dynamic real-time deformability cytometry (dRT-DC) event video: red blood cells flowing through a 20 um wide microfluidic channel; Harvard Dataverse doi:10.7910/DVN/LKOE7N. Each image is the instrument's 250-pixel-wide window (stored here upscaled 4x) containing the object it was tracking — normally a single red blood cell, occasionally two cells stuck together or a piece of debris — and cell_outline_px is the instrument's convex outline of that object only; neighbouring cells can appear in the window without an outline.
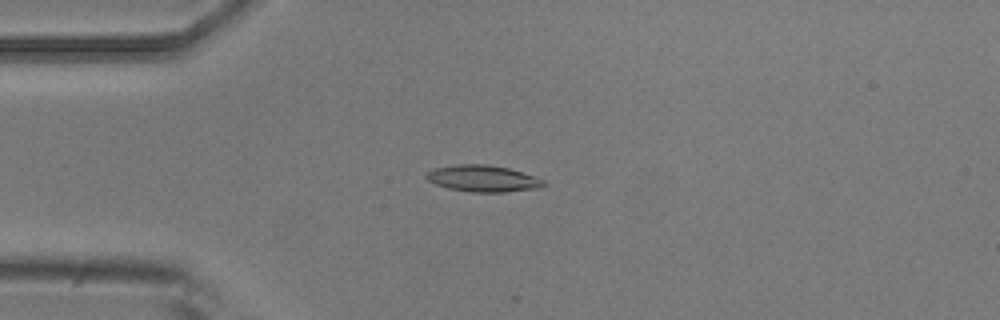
{"species": "common noctule bat (a hibernating species)", "species_latin": "Nyctalus noctula", "temperature_condition": "room temperature", "stored_images_in_passage": 21, "camera_frame_rate_fps": 3000, "um_per_image_px": 0.085, "animal": {"sex": "male", "body_mass_g": 20.5, "forearm_length_mm": 52.5}, "frame": {"image": 1, "passage_image": 11, "time_ms": 3.333, "image_size_px": [1000, 320], "cell_outline_px": [[548, 184], [540, 188], [504, 192], [472, 192], [448, 188], [436, 184], [428, 180], [424, 176], [428, 172], [436, 168], [456, 164], [484, 164], [508, 168], [544, 180]], "centroid_in_image_um": [41.06, 15.18], "position_along_channel_um": 43.9, "area_um2": 17.98}}
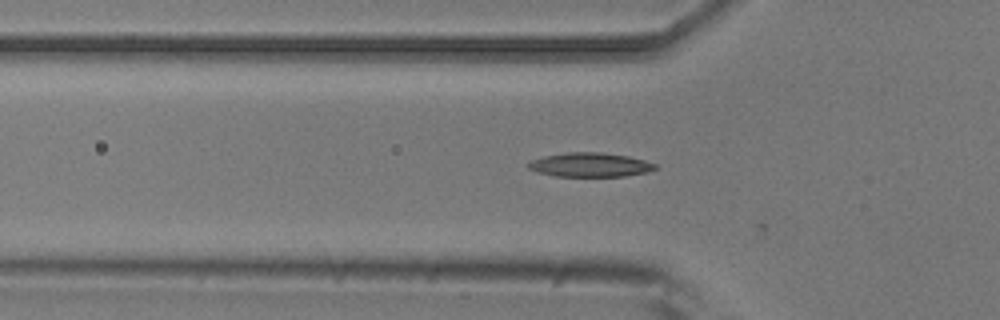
{"frame": {"image": 2, "passage_image": 15, "time_ms": 4.667, "image_size_px": [1000, 320], "cell_outline_px": [[660, 168], [648, 172], [624, 176], [556, 176], [536, 172], [528, 168], [528, 164], [532, 160], [544, 156], [568, 152], [600, 152], [628, 156], [644, 160], [656, 164]], "centroid_in_image_um": [50.19, 14.01], "position_along_channel_um": 75.6, "area_um2": 17.86}}
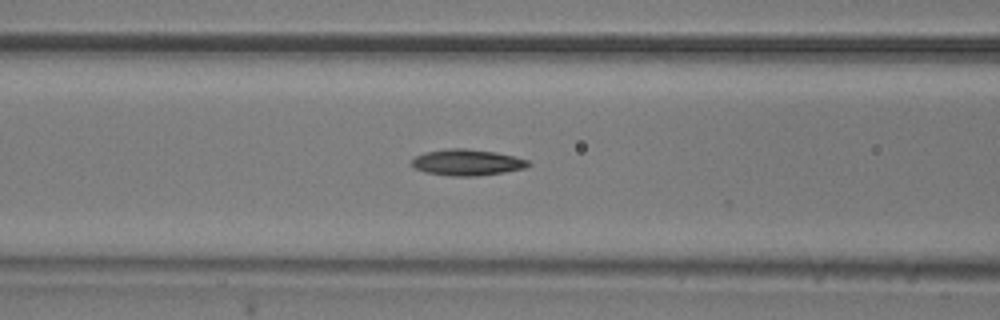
{"frame": {"image": 3, "passage_image": 19, "time_ms": 6.0, "image_size_px": [1000, 320], "cell_outline_px": [[532, 164], [524, 168], [504, 172], [476, 176], [452, 176], [424, 172], [416, 168], [412, 164], [412, 160], [416, 156], [424, 152], [448, 148], [464, 148], [496, 152], [528, 160]], "centroid_in_image_um": [39.7, 13.8], "position_along_channel_um": 126.9, "area_um2": 17.69}}